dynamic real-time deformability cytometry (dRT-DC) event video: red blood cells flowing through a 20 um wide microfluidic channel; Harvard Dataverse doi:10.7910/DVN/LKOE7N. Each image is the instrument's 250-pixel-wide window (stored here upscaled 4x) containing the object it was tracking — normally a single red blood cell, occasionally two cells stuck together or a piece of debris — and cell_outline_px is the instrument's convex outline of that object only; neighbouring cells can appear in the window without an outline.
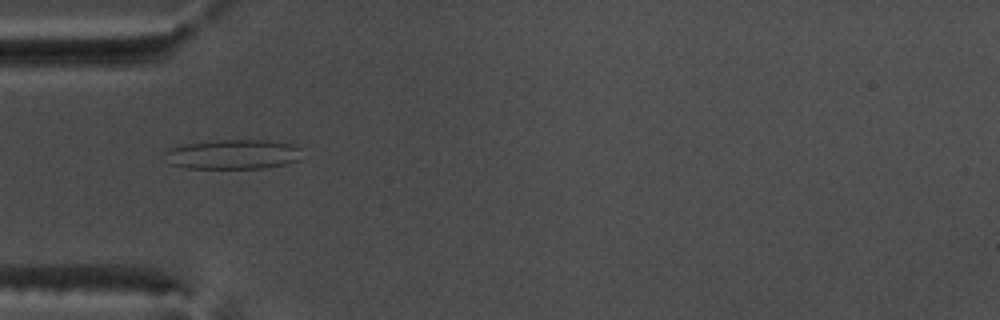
{"species": "common noctule bat (a hibernating species)", "species_latin": "Nyctalus noctula", "temperature_condition": "warm", "stored_images_in_passage": 53, "camera_frame_rate_fps": 3000, "um_per_image_px": 0.085, "animal": {"sex": "male", "body_mass_g": 17.5, "forearm_length_mm": 52.3}, "frame": {"image": 1, "passage_image": 17, "time_ms": 5.333, "image_size_px": [1000, 320], "cell_outline_px": [[300, 160], [284, 164], [264, 168], [188, 168], [168, 164], [164, 152], [172, 148], [184, 144], [216, 140], [268, 140], [292, 144], [300, 148]], "centroid_in_image_um": [19.8, 13.12], "position_along_channel_um": 65.2, "area_um2": 23.7}}
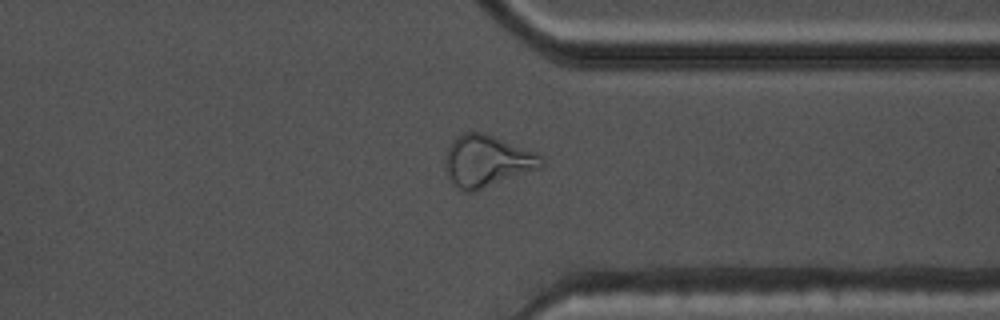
{"frame": {"image": 2, "passage_image": 41, "time_ms": 13.333, "image_size_px": [1000, 320], "cell_outline_px": [[544, 164], [540, 168], [472, 192], [468, 192], [460, 188], [452, 180], [448, 172], [444, 160], [448, 148], [452, 140], [456, 136], [464, 132], [480, 132], [492, 136], [536, 152], [544, 156]], "centroid_in_image_um": [41.42, 13.67], "position_along_channel_um": 370.0, "area_um2": 28.38}}
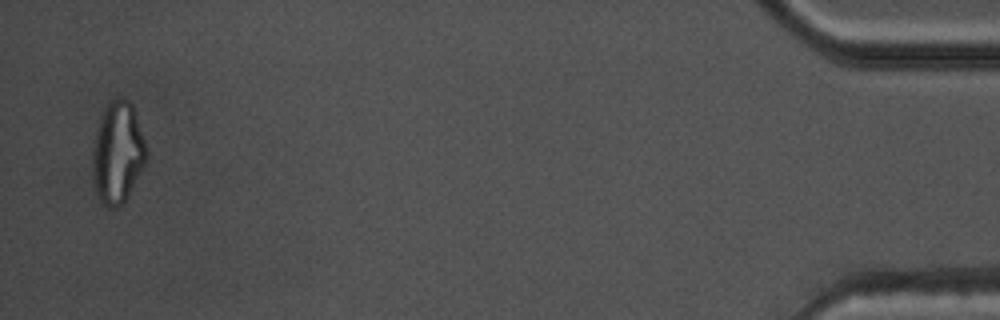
{"frame": {"image": 3, "passage_image": 52, "time_ms": 17.0, "image_size_px": [1000, 320], "cell_outline_px": [[144, 164], [124, 204], [116, 208], [108, 208], [100, 200], [92, 176], [92, 152], [96, 128], [104, 108], [116, 96], [124, 96], [132, 104], [144, 140]], "centroid_in_image_um": [9.96, 12.97], "position_along_channel_um": 425.2, "area_um2": 31.56}, "authors_computed_cell_mechanics": {"area_um2": 26.3568, "velocity_mm_per_s": 3.8351, "shape_relaxation_time_tau1_ms": null, "shape_relaxation_time_tau2_ms": 1.5789, "deformation_change_tau1": null, "deformation_change_tau2": 0.1088}}